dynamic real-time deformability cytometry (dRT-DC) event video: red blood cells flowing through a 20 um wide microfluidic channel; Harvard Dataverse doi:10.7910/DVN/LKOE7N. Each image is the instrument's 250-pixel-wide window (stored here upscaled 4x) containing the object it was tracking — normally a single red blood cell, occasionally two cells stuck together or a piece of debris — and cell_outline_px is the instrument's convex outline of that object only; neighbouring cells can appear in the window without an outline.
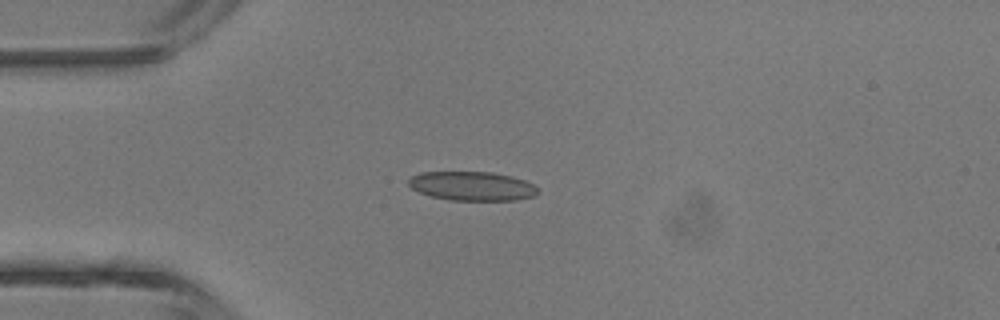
{"species": "common noctule bat (a hibernating species)", "species_latin": "Nyctalus noctula", "temperature_condition": "room temperature", "stored_images_in_passage": 4, "camera_frame_rate_fps": 3000, "um_per_image_px": 0.085, "animal": {"sex": "male", "body_mass_g": 13.3}, "frame": {"image": 1, "passage_image": 4, "time_ms": 3.667, "image_size_px": [1000, 320], "cell_outline_px": [[540, 192], [532, 196], [516, 200], [452, 200], [432, 196], [420, 192], [412, 188], [408, 184], [408, 180], [412, 176], [420, 172], [492, 172], [512, 176], [524, 180], [532, 184]], "centroid_in_image_um": [40.13, 15.81], "position_along_channel_um": 44.9, "area_um2": 21.73}}